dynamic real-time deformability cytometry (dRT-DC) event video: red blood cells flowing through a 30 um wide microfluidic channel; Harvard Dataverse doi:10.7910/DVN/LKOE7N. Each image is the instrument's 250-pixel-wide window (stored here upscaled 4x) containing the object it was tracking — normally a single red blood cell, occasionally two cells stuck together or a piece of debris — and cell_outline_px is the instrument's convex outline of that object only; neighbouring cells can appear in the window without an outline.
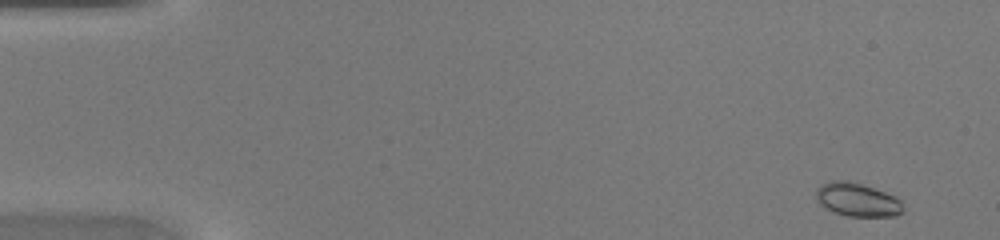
{"species": "common noctule bat (a hibernating species)", "species_latin": "Nyctalus noctula", "temperature_condition": "warm", "stored_images_in_passage": 45, "camera_frame_rate_fps": 3000, "um_per_image_px": 0.085, "animal": {"sex": "female", "body_mass_g": 20.0, "forearm_length_mm": 54.0}, "frame": {"image": 1, "passage_image": 2, "time_ms": 0.333, "image_size_px": [1000, 240], "cell_outline_px": [[904, 212], [896, 216], [848, 216], [836, 212], [820, 204], [816, 200], [816, 188], [820, 184], [832, 180], [848, 180], [896, 196], [900, 200], [904, 208]], "centroid_in_image_um": [72.88, 16.97], "position_along_channel_um": 12.1, "area_um2": 16.94}}
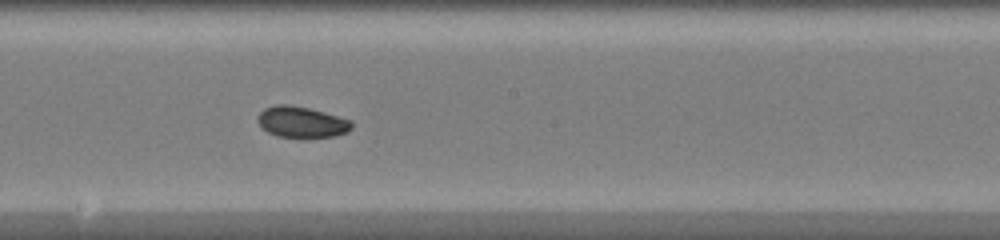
{"frame": {"image": 2, "passage_image": 25, "time_ms": 8.0, "image_size_px": [1000, 240], "cell_outline_px": [[352, 128], [348, 132], [336, 136], [276, 136], [268, 132], [256, 120], [256, 116], [264, 108], [276, 104], [288, 104], [308, 108], [324, 112], [352, 120]], "centroid_in_image_um": [25.63, 10.35], "position_along_channel_um": 222.6, "area_um2": 16.82}}
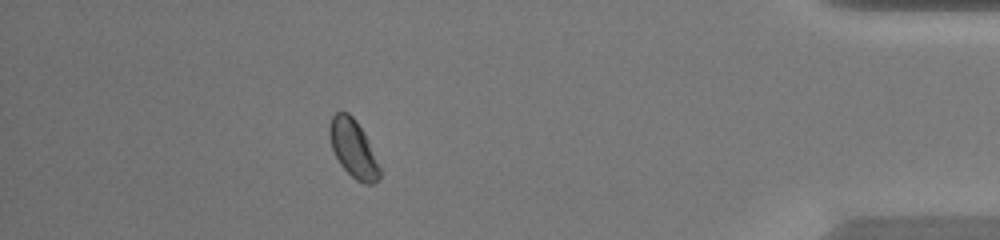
{"frame": {"image": 3, "passage_image": 40, "time_ms": 13.0, "image_size_px": [1000, 240], "cell_outline_px": [[380, 180], [372, 184], [364, 184], [356, 180], [340, 164], [332, 148], [328, 136], [328, 124], [332, 116], [336, 112], [348, 112], [356, 120], [380, 168]], "centroid_in_image_um": [29.98, 12.63], "position_along_channel_um": 405.2, "area_um2": 16.53}}